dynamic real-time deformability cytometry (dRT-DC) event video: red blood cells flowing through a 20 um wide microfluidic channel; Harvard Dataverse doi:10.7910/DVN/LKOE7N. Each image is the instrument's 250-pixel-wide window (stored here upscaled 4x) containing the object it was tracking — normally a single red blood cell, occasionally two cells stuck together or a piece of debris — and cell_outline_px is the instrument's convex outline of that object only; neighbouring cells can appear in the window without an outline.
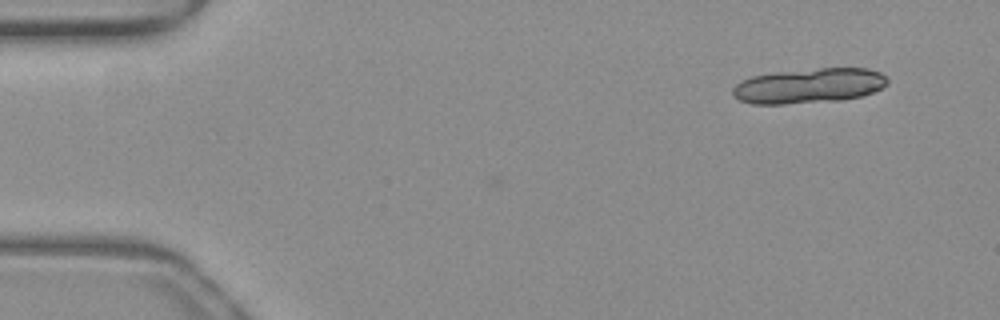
{"species": "common noctule bat (a hibernating species)", "species_latin": "Nyctalus noctula", "temperature_condition": "warm", "stored_images_in_passage": 2, "camera_frame_rate_fps": 3000, "um_per_image_px": 0.085, "animal": {"sex": "female", "body_mass_g": 19.3, "forearm_length_mm": 54.1}, "frame": {"image": 1, "passage_image": 2, "time_ms": 0.333, "image_size_px": [1000, 320], "cell_outline_px": [[888, 84], [872, 92], [860, 96], [840, 100], [784, 104], [752, 104], [740, 100], [732, 96], [732, 88], [736, 84], [752, 76], [776, 72], [820, 68], [868, 68], [880, 72], [888, 80]], "centroid_in_image_um": [68.74, 7.29], "position_along_channel_um": 16.3, "area_um2": 31.44}}